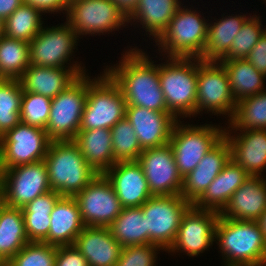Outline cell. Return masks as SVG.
<instances>
[{
  "instance_id": "7a4b0ae2",
  "label": "cell",
  "mask_w": 266,
  "mask_h": 266,
  "mask_svg": "<svg viewBox=\"0 0 266 266\" xmlns=\"http://www.w3.org/2000/svg\"><path fill=\"white\" fill-rule=\"evenodd\" d=\"M215 242L219 245L224 266H266V240L258 221L219 215Z\"/></svg>"
},
{
  "instance_id": "74e56055",
  "label": "cell",
  "mask_w": 266,
  "mask_h": 266,
  "mask_svg": "<svg viewBox=\"0 0 266 266\" xmlns=\"http://www.w3.org/2000/svg\"><path fill=\"white\" fill-rule=\"evenodd\" d=\"M110 132L115 163L137 161L143 150L130 121L124 117L110 129Z\"/></svg>"
},
{
  "instance_id": "d6986e66",
  "label": "cell",
  "mask_w": 266,
  "mask_h": 266,
  "mask_svg": "<svg viewBox=\"0 0 266 266\" xmlns=\"http://www.w3.org/2000/svg\"><path fill=\"white\" fill-rule=\"evenodd\" d=\"M125 117L133 126L142 150L169 143L172 129L178 121L170 112L140 106H126Z\"/></svg>"
},
{
  "instance_id": "7bdbcfd3",
  "label": "cell",
  "mask_w": 266,
  "mask_h": 266,
  "mask_svg": "<svg viewBox=\"0 0 266 266\" xmlns=\"http://www.w3.org/2000/svg\"><path fill=\"white\" fill-rule=\"evenodd\" d=\"M55 266H88V264L75 245H66L57 247Z\"/></svg>"
},
{
  "instance_id": "9a60e30c",
  "label": "cell",
  "mask_w": 266,
  "mask_h": 266,
  "mask_svg": "<svg viewBox=\"0 0 266 266\" xmlns=\"http://www.w3.org/2000/svg\"><path fill=\"white\" fill-rule=\"evenodd\" d=\"M219 213L201 209L191 204L184 212L176 239L167 253H185L197 257L209 251L215 242V228Z\"/></svg>"
},
{
  "instance_id": "4fadbf2b",
  "label": "cell",
  "mask_w": 266,
  "mask_h": 266,
  "mask_svg": "<svg viewBox=\"0 0 266 266\" xmlns=\"http://www.w3.org/2000/svg\"><path fill=\"white\" fill-rule=\"evenodd\" d=\"M50 142L46 130L20 122L0 137L2 169L44 160Z\"/></svg>"
},
{
  "instance_id": "9c48e42d",
  "label": "cell",
  "mask_w": 266,
  "mask_h": 266,
  "mask_svg": "<svg viewBox=\"0 0 266 266\" xmlns=\"http://www.w3.org/2000/svg\"><path fill=\"white\" fill-rule=\"evenodd\" d=\"M190 205L181 195L150 197L141 206L146 217V245L155 244L167 252L176 239L181 218Z\"/></svg>"
},
{
  "instance_id": "f35d334b",
  "label": "cell",
  "mask_w": 266,
  "mask_h": 266,
  "mask_svg": "<svg viewBox=\"0 0 266 266\" xmlns=\"http://www.w3.org/2000/svg\"><path fill=\"white\" fill-rule=\"evenodd\" d=\"M260 18L259 14H253L244 22L241 30L232 41L229 55L224 60L244 59L248 56L266 31V27L262 25Z\"/></svg>"
},
{
  "instance_id": "277c9868",
  "label": "cell",
  "mask_w": 266,
  "mask_h": 266,
  "mask_svg": "<svg viewBox=\"0 0 266 266\" xmlns=\"http://www.w3.org/2000/svg\"><path fill=\"white\" fill-rule=\"evenodd\" d=\"M182 3L163 33L155 40L160 56L201 58L206 44L209 19L200 10ZM189 8V9H188ZM162 54V55H161Z\"/></svg>"
},
{
  "instance_id": "52a82bcc",
  "label": "cell",
  "mask_w": 266,
  "mask_h": 266,
  "mask_svg": "<svg viewBox=\"0 0 266 266\" xmlns=\"http://www.w3.org/2000/svg\"><path fill=\"white\" fill-rule=\"evenodd\" d=\"M178 120L171 133L169 144L182 177L193 171L198 163L224 136L225 127L213 124H189Z\"/></svg>"
},
{
  "instance_id": "ac0fdd59",
  "label": "cell",
  "mask_w": 266,
  "mask_h": 266,
  "mask_svg": "<svg viewBox=\"0 0 266 266\" xmlns=\"http://www.w3.org/2000/svg\"><path fill=\"white\" fill-rule=\"evenodd\" d=\"M239 131V132H238ZM230 146V159L251 176L266 172V129L224 130Z\"/></svg>"
},
{
  "instance_id": "ab89813d",
  "label": "cell",
  "mask_w": 266,
  "mask_h": 266,
  "mask_svg": "<svg viewBox=\"0 0 266 266\" xmlns=\"http://www.w3.org/2000/svg\"><path fill=\"white\" fill-rule=\"evenodd\" d=\"M51 98L23 91L20 119L27 125L46 129L50 116Z\"/></svg>"
},
{
  "instance_id": "83f0119b",
  "label": "cell",
  "mask_w": 266,
  "mask_h": 266,
  "mask_svg": "<svg viewBox=\"0 0 266 266\" xmlns=\"http://www.w3.org/2000/svg\"><path fill=\"white\" fill-rule=\"evenodd\" d=\"M73 142L98 174L104 173L115 164L110 129L79 130Z\"/></svg>"
},
{
  "instance_id": "836d02e7",
  "label": "cell",
  "mask_w": 266,
  "mask_h": 266,
  "mask_svg": "<svg viewBox=\"0 0 266 266\" xmlns=\"http://www.w3.org/2000/svg\"><path fill=\"white\" fill-rule=\"evenodd\" d=\"M227 123L225 130L266 129V89L238 101L234 115Z\"/></svg>"
},
{
  "instance_id": "44dd1931",
  "label": "cell",
  "mask_w": 266,
  "mask_h": 266,
  "mask_svg": "<svg viewBox=\"0 0 266 266\" xmlns=\"http://www.w3.org/2000/svg\"><path fill=\"white\" fill-rule=\"evenodd\" d=\"M229 160L230 146L223 137L204 155L197 167L183 177V187L180 195L193 204L205 192Z\"/></svg>"
},
{
  "instance_id": "603a6c76",
  "label": "cell",
  "mask_w": 266,
  "mask_h": 266,
  "mask_svg": "<svg viewBox=\"0 0 266 266\" xmlns=\"http://www.w3.org/2000/svg\"><path fill=\"white\" fill-rule=\"evenodd\" d=\"M86 72V68H51L29 65L19 81L23 91L52 99L65 91Z\"/></svg>"
},
{
  "instance_id": "7c38bea8",
  "label": "cell",
  "mask_w": 266,
  "mask_h": 266,
  "mask_svg": "<svg viewBox=\"0 0 266 266\" xmlns=\"http://www.w3.org/2000/svg\"><path fill=\"white\" fill-rule=\"evenodd\" d=\"M66 15L78 38L112 34L128 24L112 0H70Z\"/></svg>"
},
{
  "instance_id": "d590c367",
  "label": "cell",
  "mask_w": 266,
  "mask_h": 266,
  "mask_svg": "<svg viewBox=\"0 0 266 266\" xmlns=\"http://www.w3.org/2000/svg\"><path fill=\"white\" fill-rule=\"evenodd\" d=\"M29 65V43L3 35L0 38V77L19 79Z\"/></svg>"
},
{
  "instance_id": "bcb514c9",
  "label": "cell",
  "mask_w": 266,
  "mask_h": 266,
  "mask_svg": "<svg viewBox=\"0 0 266 266\" xmlns=\"http://www.w3.org/2000/svg\"><path fill=\"white\" fill-rule=\"evenodd\" d=\"M117 5L118 10L128 20L137 9L139 0H112Z\"/></svg>"
},
{
  "instance_id": "8d00e7d4",
  "label": "cell",
  "mask_w": 266,
  "mask_h": 266,
  "mask_svg": "<svg viewBox=\"0 0 266 266\" xmlns=\"http://www.w3.org/2000/svg\"><path fill=\"white\" fill-rule=\"evenodd\" d=\"M22 96L19 79H4L0 83V137L21 122Z\"/></svg>"
},
{
  "instance_id": "7dc6e473",
  "label": "cell",
  "mask_w": 266,
  "mask_h": 266,
  "mask_svg": "<svg viewBox=\"0 0 266 266\" xmlns=\"http://www.w3.org/2000/svg\"><path fill=\"white\" fill-rule=\"evenodd\" d=\"M23 3V0H0V18L5 20Z\"/></svg>"
},
{
  "instance_id": "d6a6232c",
  "label": "cell",
  "mask_w": 266,
  "mask_h": 266,
  "mask_svg": "<svg viewBox=\"0 0 266 266\" xmlns=\"http://www.w3.org/2000/svg\"><path fill=\"white\" fill-rule=\"evenodd\" d=\"M109 229L122 247L146 245V217L141 207L123 208Z\"/></svg>"
},
{
  "instance_id": "ffe728a7",
  "label": "cell",
  "mask_w": 266,
  "mask_h": 266,
  "mask_svg": "<svg viewBox=\"0 0 266 266\" xmlns=\"http://www.w3.org/2000/svg\"><path fill=\"white\" fill-rule=\"evenodd\" d=\"M103 174L111 182L123 208L141 207L153 196L137 161L116 162Z\"/></svg>"
},
{
  "instance_id": "d4e9b609",
  "label": "cell",
  "mask_w": 266,
  "mask_h": 266,
  "mask_svg": "<svg viewBox=\"0 0 266 266\" xmlns=\"http://www.w3.org/2000/svg\"><path fill=\"white\" fill-rule=\"evenodd\" d=\"M50 229L43 241L49 245H74L77 236L85 227L75 197L61 196L50 214Z\"/></svg>"
},
{
  "instance_id": "ee69618b",
  "label": "cell",
  "mask_w": 266,
  "mask_h": 266,
  "mask_svg": "<svg viewBox=\"0 0 266 266\" xmlns=\"http://www.w3.org/2000/svg\"><path fill=\"white\" fill-rule=\"evenodd\" d=\"M245 59L266 77V31Z\"/></svg>"
},
{
  "instance_id": "f1b7e54d",
  "label": "cell",
  "mask_w": 266,
  "mask_h": 266,
  "mask_svg": "<svg viewBox=\"0 0 266 266\" xmlns=\"http://www.w3.org/2000/svg\"><path fill=\"white\" fill-rule=\"evenodd\" d=\"M181 4L180 0H139L137 9L128 19V24H137V27L142 25L140 29L143 28L146 35L149 34L147 37L152 36L151 39L155 41L166 29Z\"/></svg>"
},
{
  "instance_id": "8fae6325",
  "label": "cell",
  "mask_w": 266,
  "mask_h": 266,
  "mask_svg": "<svg viewBox=\"0 0 266 266\" xmlns=\"http://www.w3.org/2000/svg\"><path fill=\"white\" fill-rule=\"evenodd\" d=\"M88 90V73L51 99L46 133L51 141L73 140L79 131Z\"/></svg>"
},
{
  "instance_id": "e575fe53",
  "label": "cell",
  "mask_w": 266,
  "mask_h": 266,
  "mask_svg": "<svg viewBox=\"0 0 266 266\" xmlns=\"http://www.w3.org/2000/svg\"><path fill=\"white\" fill-rule=\"evenodd\" d=\"M42 15L38 8L23 3L4 20V35L29 43L43 27Z\"/></svg>"
},
{
  "instance_id": "f546056e",
  "label": "cell",
  "mask_w": 266,
  "mask_h": 266,
  "mask_svg": "<svg viewBox=\"0 0 266 266\" xmlns=\"http://www.w3.org/2000/svg\"><path fill=\"white\" fill-rule=\"evenodd\" d=\"M28 242L22 209L0 201V261L6 264Z\"/></svg>"
},
{
  "instance_id": "4316f807",
  "label": "cell",
  "mask_w": 266,
  "mask_h": 266,
  "mask_svg": "<svg viewBox=\"0 0 266 266\" xmlns=\"http://www.w3.org/2000/svg\"><path fill=\"white\" fill-rule=\"evenodd\" d=\"M221 16V19L210 21L208 23L207 39L203 50V56L200 58L206 62H220L229 55V49L234 37L241 30L244 22L249 16L242 13Z\"/></svg>"
},
{
  "instance_id": "2e32d148",
  "label": "cell",
  "mask_w": 266,
  "mask_h": 266,
  "mask_svg": "<svg viewBox=\"0 0 266 266\" xmlns=\"http://www.w3.org/2000/svg\"><path fill=\"white\" fill-rule=\"evenodd\" d=\"M84 226L109 227L123 207L111 182L98 174L76 196Z\"/></svg>"
},
{
  "instance_id": "6da1fadb",
  "label": "cell",
  "mask_w": 266,
  "mask_h": 266,
  "mask_svg": "<svg viewBox=\"0 0 266 266\" xmlns=\"http://www.w3.org/2000/svg\"><path fill=\"white\" fill-rule=\"evenodd\" d=\"M127 48L119 63L103 69L120 88L126 106L169 112L161 90L159 64H155L141 48Z\"/></svg>"
},
{
  "instance_id": "484cf974",
  "label": "cell",
  "mask_w": 266,
  "mask_h": 266,
  "mask_svg": "<svg viewBox=\"0 0 266 266\" xmlns=\"http://www.w3.org/2000/svg\"><path fill=\"white\" fill-rule=\"evenodd\" d=\"M248 177L249 174L230 159L193 205L220 213Z\"/></svg>"
},
{
  "instance_id": "cb8c5ba5",
  "label": "cell",
  "mask_w": 266,
  "mask_h": 266,
  "mask_svg": "<svg viewBox=\"0 0 266 266\" xmlns=\"http://www.w3.org/2000/svg\"><path fill=\"white\" fill-rule=\"evenodd\" d=\"M74 245L86 258L88 266H114L123 249L109 227L100 226H85Z\"/></svg>"
},
{
  "instance_id": "3957f363",
  "label": "cell",
  "mask_w": 266,
  "mask_h": 266,
  "mask_svg": "<svg viewBox=\"0 0 266 266\" xmlns=\"http://www.w3.org/2000/svg\"><path fill=\"white\" fill-rule=\"evenodd\" d=\"M44 162L51 190L61 196L75 197L98 175L73 140L51 141Z\"/></svg>"
},
{
  "instance_id": "8992f818",
  "label": "cell",
  "mask_w": 266,
  "mask_h": 266,
  "mask_svg": "<svg viewBox=\"0 0 266 266\" xmlns=\"http://www.w3.org/2000/svg\"><path fill=\"white\" fill-rule=\"evenodd\" d=\"M90 78L79 130L111 129L126 115V101L118 85L103 71Z\"/></svg>"
},
{
  "instance_id": "b9f144b4",
  "label": "cell",
  "mask_w": 266,
  "mask_h": 266,
  "mask_svg": "<svg viewBox=\"0 0 266 266\" xmlns=\"http://www.w3.org/2000/svg\"><path fill=\"white\" fill-rule=\"evenodd\" d=\"M160 250L163 249L155 244L123 247L114 266H157L155 263Z\"/></svg>"
},
{
  "instance_id": "f6af8a7d",
  "label": "cell",
  "mask_w": 266,
  "mask_h": 266,
  "mask_svg": "<svg viewBox=\"0 0 266 266\" xmlns=\"http://www.w3.org/2000/svg\"><path fill=\"white\" fill-rule=\"evenodd\" d=\"M24 3L38 8L44 15L47 13H67L70 0H23ZM55 12V13H54ZM65 12V13H64Z\"/></svg>"
},
{
  "instance_id": "681fc988",
  "label": "cell",
  "mask_w": 266,
  "mask_h": 266,
  "mask_svg": "<svg viewBox=\"0 0 266 266\" xmlns=\"http://www.w3.org/2000/svg\"><path fill=\"white\" fill-rule=\"evenodd\" d=\"M2 184H3V169H2V165L0 163V201H1V197H2Z\"/></svg>"
},
{
  "instance_id": "60d3db41",
  "label": "cell",
  "mask_w": 266,
  "mask_h": 266,
  "mask_svg": "<svg viewBox=\"0 0 266 266\" xmlns=\"http://www.w3.org/2000/svg\"><path fill=\"white\" fill-rule=\"evenodd\" d=\"M57 246L28 242L5 266H55Z\"/></svg>"
},
{
  "instance_id": "7402d4cb",
  "label": "cell",
  "mask_w": 266,
  "mask_h": 266,
  "mask_svg": "<svg viewBox=\"0 0 266 266\" xmlns=\"http://www.w3.org/2000/svg\"><path fill=\"white\" fill-rule=\"evenodd\" d=\"M265 210L266 176L249 175L219 215L234 220L258 221Z\"/></svg>"
},
{
  "instance_id": "4dcf8cb0",
  "label": "cell",
  "mask_w": 266,
  "mask_h": 266,
  "mask_svg": "<svg viewBox=\"0 0 266 266\" xmlns=\"http://www.w3.org/2000/svg\"><path fill=\"white\" fill-rule=\"evenodd\" d=\"M220 63L227 71L230 87L237 102L266 89V77L245 58L221 60Z\"/></svg>"
},
{
  "instance_id": "ba28073f",
  "label": "cell",
  "mask_w": 266,
  "mask_h": 266,
  "mask_svg": "<svg viewBox=\"0 0 266 266\" xmlns=\"http://www.w3.org/2000/svg\"><path fill=\"white\" fill-rule=\"evenodd\" d=\"M77 40L79 41L76 32L67 21L52 27H45L44 24L39 33L29 42L30 65L51 68H85L86 66L81 62L74 61V57H71L75 56L73 55L75 48L78 50ZM71 59L74 62H71Z\"/></svg>"
},
{
  "instance_id": "816d5d0a",
  "label": "cell",
  "mask_w": 266,
  "mask_h": 266,
  "mask_svg": "<svg viewBox=\"0 0 266 266\" xmlns=\"http://www.w3.org/2000/svg\"><path fill=\"white\" fill-rule=\"evenodd\" d=\"M0 266H5V264L0 261Z\"/></svg>"
},
{
  "instance_id": "5b68a950",
  "label": "cell",
  "mask_w": 266,
  "mask_h": 266,
  "mask_svg": "<svg viewBox=\"0 0 266 266\" xmlns=\"http://www.w3.org/2000/svg\"><path fill=\"white\" fill-rule=\"evenodd\" d=\"M163 58L166 62L159 64V79L167 110L177 120L195 117L198 58Z\"/></svg>"
},
{
  "instance_id": "e0dca14e",
  "label": "cell",
  "mask_w": 266,
  "mask_h": 266,
  "mask_svg": "<svg viewBox=\"0 0 266 266\" xmlns=\"http://www.w3.org/2000/svg\"><path fill=\"white\" fill-rule=\"evenodd\" d=\"M137 162L143 169L153 196L180 195L183 177L179 174L169 143L143 150Z\"/></svg>"
},
{
  "instance_id": "30bf717a",
  "label": "cell",
  "mask_w": 266,
  "mask_h": 266,
  "mask_svg": "<svg viewBox=\"0 0 266 266\" xmlns=\"http://www.w3.org/2000/svg\"><path fill=\"white\" fill-rule=\"evenodd\" d=\"M226 69L220 62H206L198 58L197 101L195 117L200 113L221 114L232 119L236 108Z\"/></svg>"
},
{
  "instance_id": "c3c4849f",
  "label": "cell",
  "mask_w": 266,
  "mask_h": 266,
  "mask_svg": "<svg viewBox=\"0 0 266 266\" xmlns=\"http://www.w3.org/2000/svg\"><path fill=\"white\" fill-rule=\"evenodd\" d=\"M262 232L264 234L265 240H266V210L262 213L261 218L258 220Z\"/></svg>"
},
{
  "instance_id": "1f68e13d",
  "label": "cell",
  "mask_w": 266,
  "mask_h": 266,
  "mask_svg": "<svg viewBox=\"0 0 266 266\" xmlns=\"http://www.w3.org/2000/svg\"><path fill=\"white\" fill-rule=\"evenodd\" d=\"M61 195L48 191L22 208L25 231L29 242H43L50 229V214Z\"/></svg>"
},
{
  "instance_id": "f907efd6",
  "label": "cell",
  "mask_w": 266,
  "mask_h": 266,
  "mask_svg": "<svg viewBox=\"0 0 266 266\" xmlns=\"http://www.w3.org/2000/svg\"><path fill=\"white\" fill-rule=\"evenodd\" d=\"M4 35V20L0 18V38Z\"/></svg>"
},
{
  "instance_id": "5bb4252c",
  "label": "cell",
  "mask_w": 266,
  "mask_h": 266,
  "mask_svg": "<svg viewBox=\"0 0 266 266\" xmlns=\"http://www.w3.org/2000/svg\"><path fill=\"white\" fill-rule=\"evenodd\" d=\"M50 190L44 160L3 170L1 202L6 206L22 209Z\"/></svg>"
}]
</instances>
